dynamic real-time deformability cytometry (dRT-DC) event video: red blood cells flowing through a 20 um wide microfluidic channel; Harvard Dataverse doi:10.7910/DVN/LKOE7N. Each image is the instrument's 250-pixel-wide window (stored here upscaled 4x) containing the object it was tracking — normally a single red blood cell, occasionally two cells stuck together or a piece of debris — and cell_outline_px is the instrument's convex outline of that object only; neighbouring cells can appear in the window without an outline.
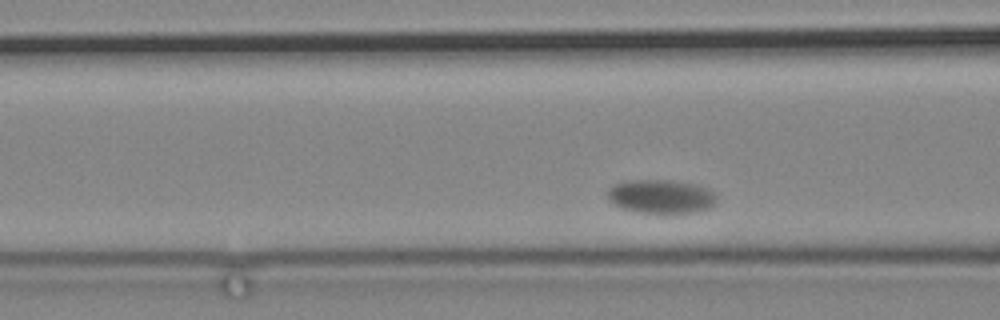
{"species": "common noctule bat (a hibernating species)", "species_latin": "Nyctalus noctula", "temperature_condition": "cold", "stored_images_in_passage": 39, "camera_frame_rate_fps": 3000, "um_per_image_px": 0.085, "animal": {"sex": "male", "body_mass_g": 19.2, "forearm_length_mm": 51.8}, "frame": {"image": 1, "passage_image": 6, "time_ms": 1.667, "image_size_px": [1000, 320], "cell_outline_px": [[716, 204], [712, 208], [696, 212], [664, 216], [640, 212], [624, 208], [612, 204], [608, 200], [608, 188], [612, 184], [632, 180], [672, 180], [696, 184], [712, 192], [716, 196]], "centroid_in_image_um": [56.2, 16.74], "position_along_channel_um": 110.4, "area_um2": 22.2}}
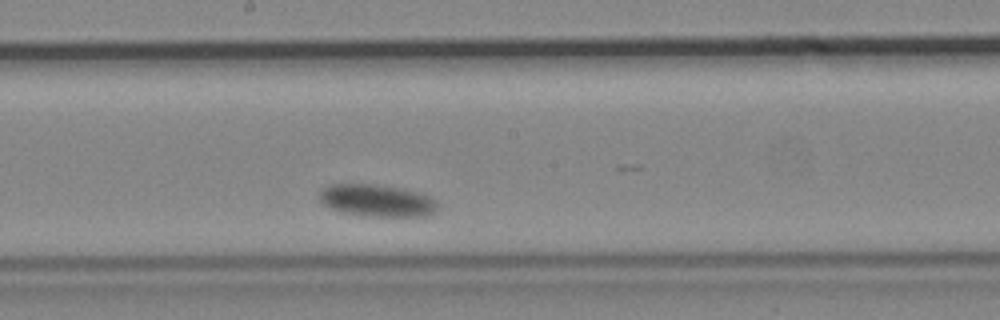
{"frame": {"image": 2, "passage_image": 18, "time_ms": 5.667, "image_size_px": [1000, 320], "cell_outline_px": [[436, 212], [432, 216], [360, 216], [328, 208], [320, 200], [320, 192], [324, 188], [332, 184], [376, 184], [400, 188], [420, 192], [428, 196], [436, 204]], "centroid_in_image_um": [32.04, 17.05], "position_along_channel_um": 216.2, "area_um2": 22.14}}
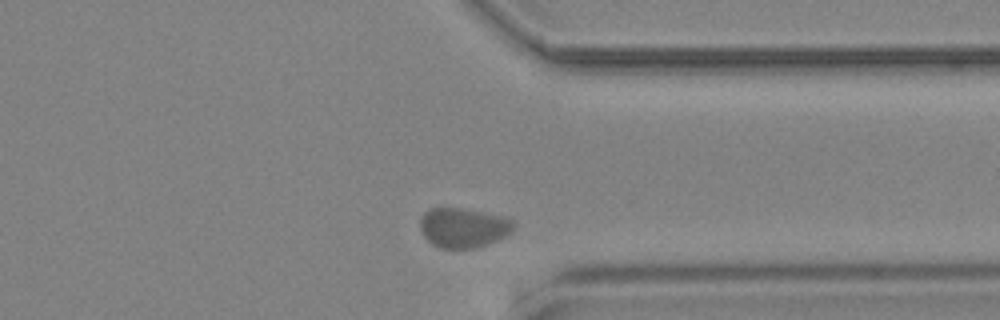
{"frame": {"image": 3, "passage_image": 35, "time_ms": 11.333, "image_size_px": [1000, 320], "cell_outline_px": [[512, 232], [488, 244], [472, 248], [440, 248], [432, 244], [424, 236], [420, 228], [420, 220], [424, 212], [428, 208], [464, 208], [512, 220]], "centroid_in_image_um": [39.31, 19.36], "position_along_channel_um": 372.1, "area_um2": 21.21}}